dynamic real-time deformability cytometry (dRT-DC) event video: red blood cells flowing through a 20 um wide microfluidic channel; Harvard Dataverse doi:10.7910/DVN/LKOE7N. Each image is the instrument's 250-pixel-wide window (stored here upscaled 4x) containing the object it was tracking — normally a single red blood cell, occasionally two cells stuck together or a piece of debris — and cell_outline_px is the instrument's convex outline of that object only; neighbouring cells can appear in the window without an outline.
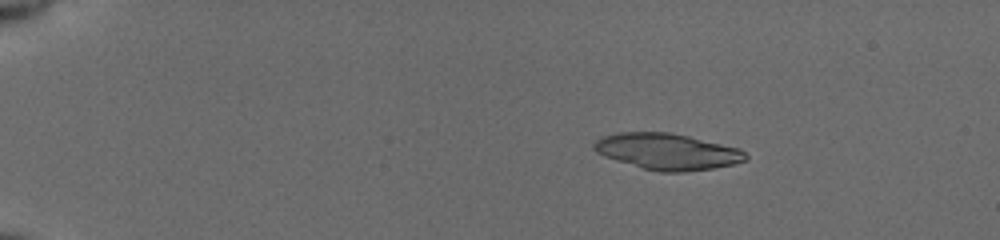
{"species": "common noctule bat (a hibernating species)", "species_latin": "Nyctalus noctula", "temperature_condition": "cold", "stored_images_in_passage": 53, "camera_frame_rate_fps": 3000, "um_per_image_px": 0.085, "animal": {"sex": "female", "body_mass_g": 19.5, "forearm_length_mm": 54.1}, "frame": {"image": 1, "passage_image": 10, "time_ms": 3.0, "image_size_px": [1000, 240], "cell_outline_px": [[748, 160], [732, 164], [712, 168], [684, 172], [660, 172], [644, 168], [616, 160], [604, 156], [596, 152], [592, 148], [592, 144], [596, 140], [604, 136], [620, 132], [672, 132], [740, 148], [748, 156]], "centroid_in_image_um": [56.73, 12.87], "position_along_channel_um": 28.3, "area_um2": 31.96}}
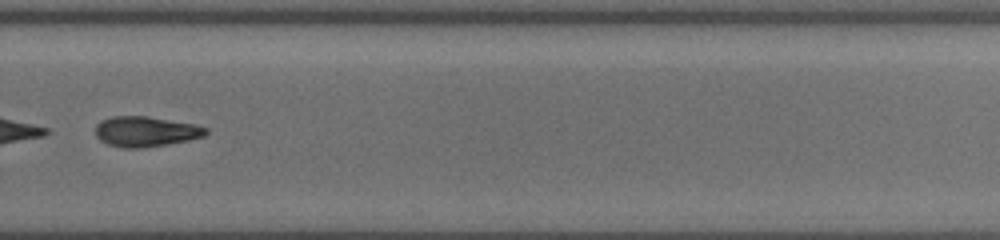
{"frame": {"image": 2, "passage_image": 40, "time_ms": 13.0, "image_size_px": [1000, 240], "cell_outline_px": [[208, 132], [204, 136], [188, 140], [144, 148], [124, 148], [108, 144], [100, 140], [96, 136], [96, 124], [112, 116], [148, 116], [192, 124], [208, 128]], "centroid_in_image_um": [12.37, 11.18], "position_along_channel_um": 317.4, "area_um2": 19.31}}
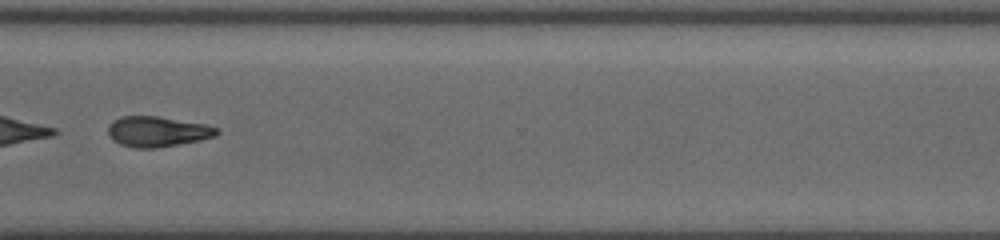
{"frame": {"image": 3, "passage_image": 43, "time_ms": 14.0, "image_size_px": [1000, 240], "cell_outline_px": [[220, 132], [216, 136], [200, 140], [156, 148], [132, 148], [120, 144], [112, 140], [108, 132], [108, 124], [112, 120], [120, 116], [156, 116], [204, 124], [220, 128]], "centroid_in_image_um": [13.36, 11.18], "position_along_channel_um": 357.2, "area_um2": 19.36}}